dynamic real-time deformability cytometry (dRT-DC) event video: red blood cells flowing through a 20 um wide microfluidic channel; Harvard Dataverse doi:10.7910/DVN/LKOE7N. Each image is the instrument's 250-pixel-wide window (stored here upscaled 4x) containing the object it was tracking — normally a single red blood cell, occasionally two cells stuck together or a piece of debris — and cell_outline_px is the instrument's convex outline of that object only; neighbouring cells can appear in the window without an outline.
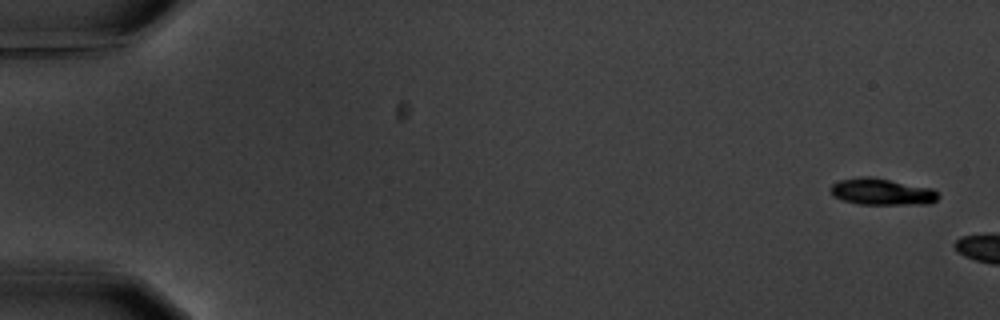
{"species": "common noctule bat (a hibernating species)", "species_latin": "Nyctalus noctula", "temperature_condition": "warm", "stored_images_in_passage": 8, "camera_frame_rate_fps": 3000, "um_per_image_px": 0.085, "animal": {"sex": "male", "body_mass_g": 20.1, "forearm_length_mm": 53.5}, "frame": {"image": 1, "passage_image": 1, "time_ms": 0.0, "image_size_px": [1000, 320], "cell_outline_px": [[940, 196], [936, 200], [928, 204], [860, 204], [844, 200], [832, 196], [828, 188], [832, 184], [840, 180], [860, 176], [872, 176], [932, 188]], "centroid_in_image_um": [74.93, 16.29], "position_along_channel_um": 10.1, "area_um2": 16.82}}
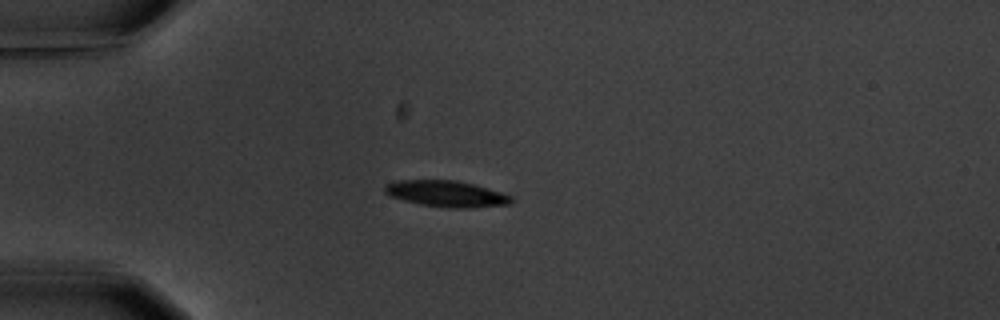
{"frame": {"image": 2, "passage_image": 6, "time_ms": 6.667, "image_size_px": [1000, 320], "cell_outline_px": [[512, 200], [508, 204], [472, 208], [448, 208], [420, 204], [388, 196], [384, 192], [384, 188], [388, 184], [396, 180], [456, 180], [472, 184], [500, 192], [512, 196]], "centroid_in_image_um": [37.9, 16.47], "position_along_channel_um": 47.1, "area_um2": 19.19}}